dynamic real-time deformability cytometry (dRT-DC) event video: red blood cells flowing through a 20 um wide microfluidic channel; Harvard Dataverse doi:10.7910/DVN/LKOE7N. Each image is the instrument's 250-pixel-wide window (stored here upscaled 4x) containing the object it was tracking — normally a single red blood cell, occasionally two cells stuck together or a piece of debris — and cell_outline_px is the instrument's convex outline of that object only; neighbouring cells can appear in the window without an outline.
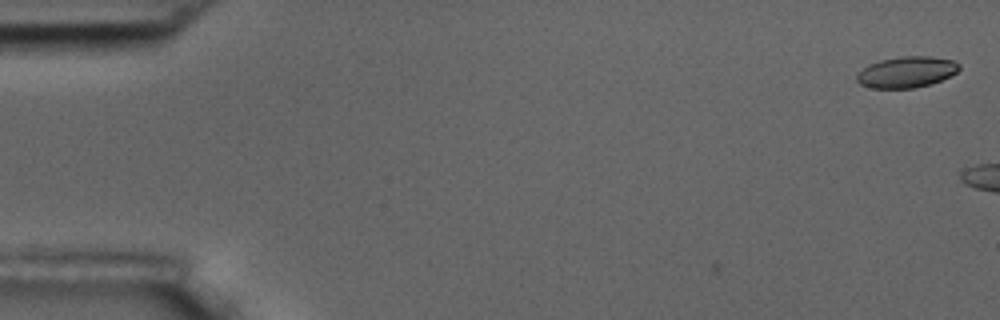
{"species": "common noctule bat (a hibernating species)", "species_latin": "Nyctalus noctula", "temperature_condition": "room temperature", "stored_images_in_passage": 3, "camera_frame_rate_fps": 3000, "um_per_image_px": 0.085, "animal": {"sex": "male", "body_mass_g": 17.5, "forearm_length_mm": 52.3}, "frame": {"image": 1, "passage_image": 1, "time_ms": 0.0, "image_size_px": [1000, 320], "cell_outline_px": [[960, 68], [956, 72], [940, 80], [928, 84], [912, 88], [872, 88], [860, 84], [856, 80], [856, 76], [868, 64], [880, 60], [900, 56], [928, 56], [952, 60], [960, 64]], "centroid_in_image_um": [77.03, 6.11], "position_along_channel_um": 8.0, "area_um2": 18.32}}